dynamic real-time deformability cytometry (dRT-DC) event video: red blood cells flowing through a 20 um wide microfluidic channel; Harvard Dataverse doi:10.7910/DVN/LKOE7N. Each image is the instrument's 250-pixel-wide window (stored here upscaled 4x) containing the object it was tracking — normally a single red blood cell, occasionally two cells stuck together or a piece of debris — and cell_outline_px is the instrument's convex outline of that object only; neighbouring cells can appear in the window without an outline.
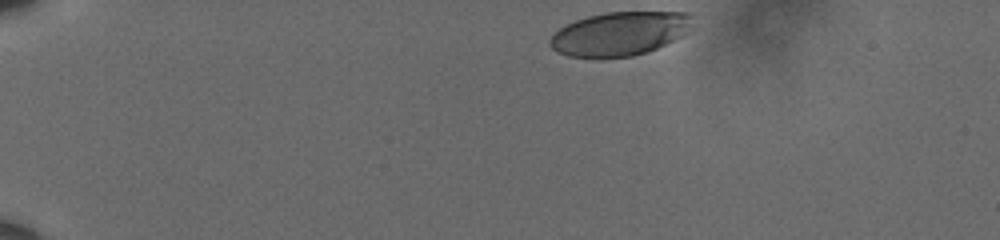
{"species": "human", "species_latin": "Homo sapiens", "temperature_condition": "cold", "stored_images_in_passage": 41, "camera_frame_rate_fps": 3000, "um_per_image_px": 0.085, "donor": {"sex": "male"}, "frame": {"image": 1, "passage_image": 1, "time_ms": 0.0, "image_size_px": [1000, 240], "cell_outline_px": [[692, 16], [688, 32], [648, 52], [632, 56], [600, 60], [568, 56], [556, 52], [548, 44], [548, 40], [560, 28], [576, 20], [588, 16], [604, 12], [688, 12]], "centroid_in_image_um": [52.61, 2.89], "position_along_channel_um": 32.4, "area_um2": 36.76}}
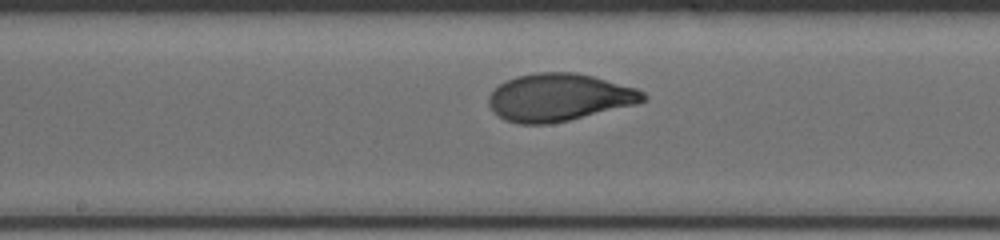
{"frame": {"image": 2, "passage_image": 23, "time_ms": 7.333, "image_size_px": [1000, 240], "cell_outline_px": [[648, 100], [636, 104], [568, 120], [548, 124], [520, 124], [508, 120], [500, 116], [488, 104], [488, 96], [500, 84], [516, 76], [536, 72], [576, 72], [592, 76], [636, 88], [644, 92], [648, 96]], "centroid_in_image_um": [47.55, 8.27], "position_along_channel_um": 200.7, "area_um2": 42.43}}
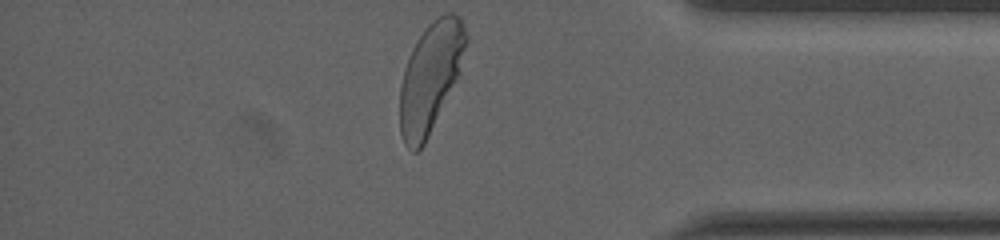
{"frame": {"image": 3, "passage_image": 41, "time_ms": 13.333, "image_size_px": [1000, 240], "cell_outline_px": [[468, 40], [460, 72], [424, 144], [416, 152], [412, 152], [404, 144], [400, 132], [400, 88], [404, 68], [412, 48], [428, 24], [432, 20], [448, 12], [452, 12], [460, 16], [464, 24], [468, 36]], "centroid_in_image_um": [36.59, 6.54], "position_along_channel_um": 398.6, "area_um2": 41.96}, "authors_computed_cell_mechanics": {"area_um2": 41.5582, "velocity_mm_per_s": 3.586, "shape_relaxation_time_tau1_ms": 3.0744, "shape_relaxation_time_tau2_ms": null, "deformation_change_tau1": 0.1807, "deformation_change_tau2": null}}